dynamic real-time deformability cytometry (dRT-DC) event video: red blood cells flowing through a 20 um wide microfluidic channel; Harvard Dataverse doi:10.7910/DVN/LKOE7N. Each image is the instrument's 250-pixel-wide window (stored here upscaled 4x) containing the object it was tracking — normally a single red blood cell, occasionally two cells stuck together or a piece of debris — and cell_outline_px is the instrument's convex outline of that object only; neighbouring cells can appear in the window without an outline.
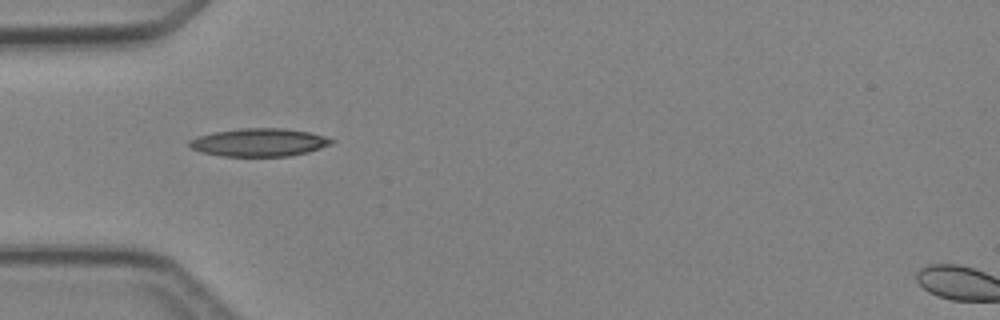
{"species": "Egyptian fruit bat (a non-hibernating species)", "species_latin": "Rousettus aegyptiacus", "temperature_condition": "cold", "stored_images_in_passage": 2, "camera_frame_rate_fps": 3000, "um_per_image_px": 0.085, "animal": {"sex": "female"}, "frame": {"image": 1, "passage_image": 1, "time_ms": 0.0, "image_size_px": [1000, 320], "cell_outline_px": [[336, 140], [332, 144], [308, 152], [288, 156], [220, 156], [200, 152], [188, 148], [188, 140], [212, 132], [240, 128], [284, 128], [312, 132]], "centroid_in_image_um": [22.01, 12.1], "position_along_channel_um": 63.0, "area_um2": 23.47}}
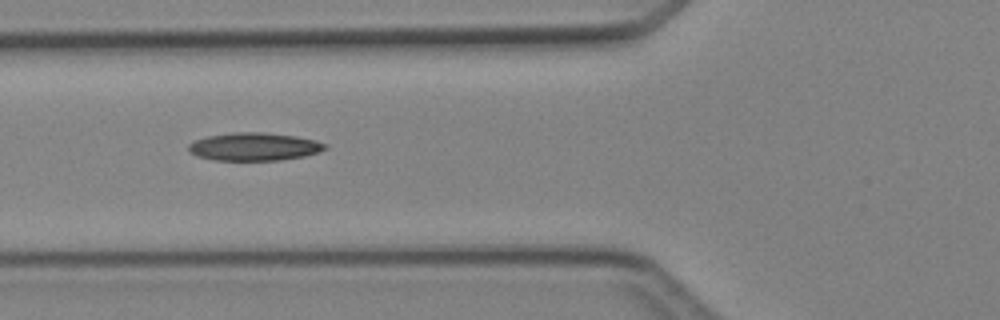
{"frame": {"image": 2, "passage_image": 2, "time_ms": 1.0, "image_size_px": [1000, 320], "cell_outline_px": [[328, 148], [304, 156], [280, 160], [212, 160], [196, 156], [188, 152], [188, 144], [196, 140], [208, 136], [232, 132], [264, 132], [296, 136], [316, 140], [328, 144]], "centroid_in_image_um": [21.59, 12.46], "position_along_channel_um": 104.2, "area_um2": 22.37}}